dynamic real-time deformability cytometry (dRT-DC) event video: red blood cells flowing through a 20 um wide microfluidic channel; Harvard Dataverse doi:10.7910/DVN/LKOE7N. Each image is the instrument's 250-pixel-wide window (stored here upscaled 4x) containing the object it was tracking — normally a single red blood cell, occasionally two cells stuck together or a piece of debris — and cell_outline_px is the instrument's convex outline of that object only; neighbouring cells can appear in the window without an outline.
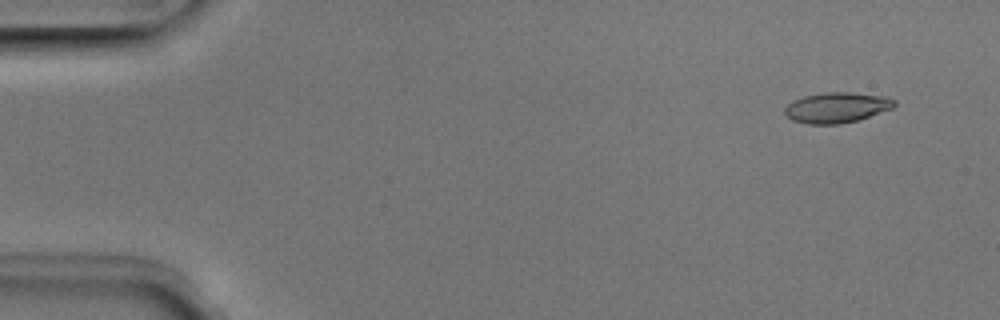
{"species": "Egyptian fruit bat (a non-hibernating species)", "species_latin": "Rousettus aegyptiacus", "temperature_condition": "room temperature", "stored_images_in_passage": 5, "camera_frame_rate_fps": 3000, "um_per_image_px": 0.085, "animal": {"sex": "male"}, "frame": {"image": 1, "passage_image": 2, "time_ms": 0.333, "image_size_px": [1000, 320], "cell_outline_px": [[896, 104], [892, 108], [856, 120], [840, 124], [808, 124], [792, 120], [784, 112], [784, 108], [792, 100], [804, 96], [824, 92], [852, 92], [888, 96], [896, 100]], "centroid_in_image_um": [71.12, 9.12], "position_along_channel_um": 13.9, "area_um2": 19.48}}